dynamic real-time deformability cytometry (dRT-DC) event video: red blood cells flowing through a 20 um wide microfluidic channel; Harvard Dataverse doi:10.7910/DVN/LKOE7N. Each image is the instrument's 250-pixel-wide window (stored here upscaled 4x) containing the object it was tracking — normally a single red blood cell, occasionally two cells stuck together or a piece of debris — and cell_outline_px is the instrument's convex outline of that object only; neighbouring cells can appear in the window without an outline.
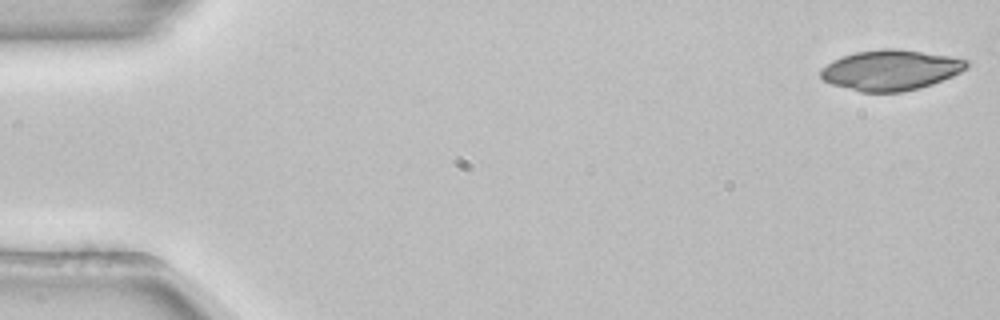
{"species": "common noctule bat (a hibernating species)", "species_latin": "Nyctalus noctula", "temperature_condition": "room temperature", "stored_images_in_passage": 52, "camera_frame_rate_fps": 3000, "um_per_image_px": 0.085, "animal": {"sex": "female", "body_mass_g": 22.7, "forearm_length_mm": 54.2}, "frame": {"image": 1, "passage_image": 1, "time_ms": 0.0, "image_size_px": [1000, 320], "cell_outline_px": [[968, 68], [952, 76], [932, 84], [920, 88], [904, 92], [860, 92], [832, 84], [824, 80], [820, 76], [820, 68], [832, 60], [856, 52], [884, 48], [896, 48], [948, 56], [968, 60]], "centroid_in_image_um": [75.69, 5.96], "position_along_channel_um": 9.3, "area_um2": 34.33}}